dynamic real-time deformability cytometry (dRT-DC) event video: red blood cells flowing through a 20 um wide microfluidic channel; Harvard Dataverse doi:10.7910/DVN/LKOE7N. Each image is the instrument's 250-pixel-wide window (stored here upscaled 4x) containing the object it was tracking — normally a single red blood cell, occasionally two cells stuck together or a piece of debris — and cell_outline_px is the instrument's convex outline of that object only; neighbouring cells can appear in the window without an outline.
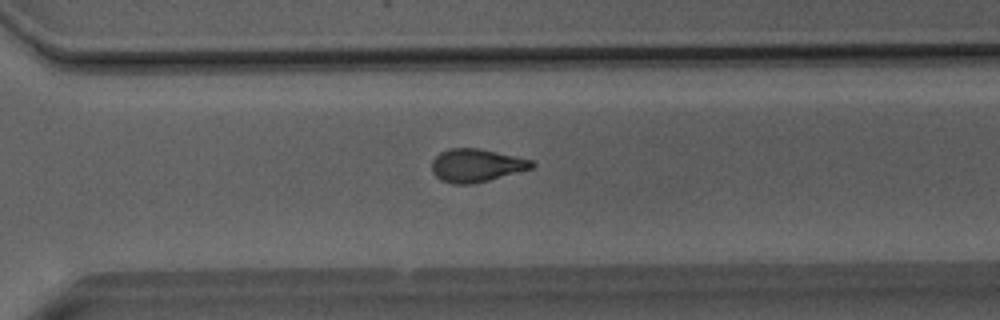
{"species": "Egyptian fruit bat (a non-hibernating species)", "species_latin": "Rousettus aegyptiacus", "temperature_condition": "room temperature", "stored_images_in_passage": 48, "camera_frame_rate_fps": 3000, "um_per_image_px": 0.085, "animal": {"sex": "male"}, "frame": {"image": 1, "passage_image": 33, "time_ms": 10.667, "image_size_px": [1000, 320], "cell_outline_px": [[536, 164], [532, 168], [488, 180], [472, 184], [452, 184], [440, 180], [432, 172], [432, 160], [440, 152], [448, 148], [480, 148], [532, 160]], "centroid_in_image_um": [40.46, 14.05], "position_along_channel_um": 330.1, "area_um2": 19.25}}
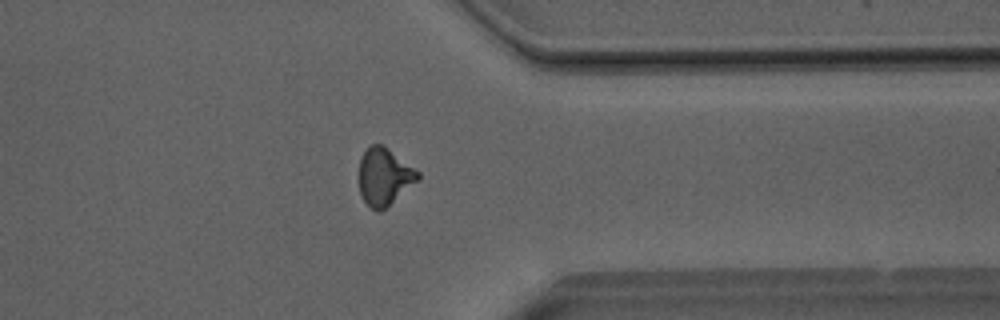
{"frame": {"image": 2, "passage_image": 37, "time_ms": 12.0, "image_size_px": [1000, 320], "cell_outline_px": [[420, 180], [380, 212], [376, 212], [364, 200], [360, 192], [360, 156], [368, 144], [384, 144], [420, 172]], "centroid_in_image_um": [32.69, 14.98], "position_along_channel_um": 378.7, "area_um2": 19.88}}
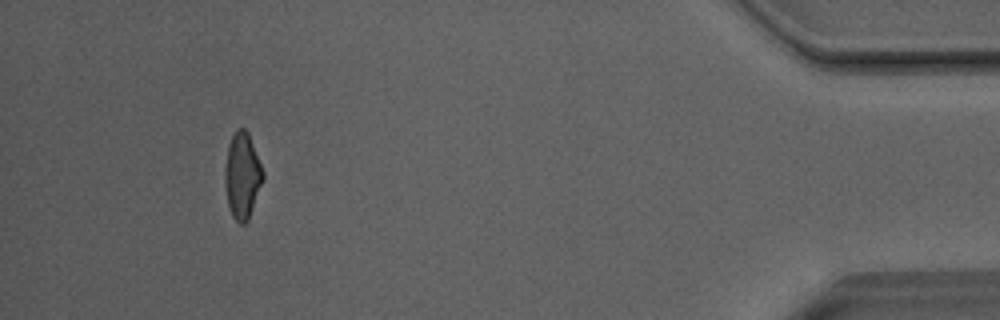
{"frame": {"image": 3, "passage_image": 44, "time_ms": 14.333, "image_size_px": [1000, 320], "cell_outline_px": [[264, 180], [248, 220], [244, 224], [240, 224], [232, 216], [228, 208], [224, 184], [224, 168], [228, 144], [236, 128], [244, 128], [248, 132], [264, 172]], "centroid_in_image_um": [20.58, 14.94], "position_along_channel_um": 414.6, "area_um2": 19.42}, "authors_computed_cell_mechanics": {"area_um2": 19.7387, "velocity_mm_per_s": 4.0763, "shape_relaxation_time_tau1_ms": 6.3432, "shape_relaxation_time_tau2_ms": 2.5299, "deformation_change_tau1": 0.176, "deformation_change_tau2": 0.093}}